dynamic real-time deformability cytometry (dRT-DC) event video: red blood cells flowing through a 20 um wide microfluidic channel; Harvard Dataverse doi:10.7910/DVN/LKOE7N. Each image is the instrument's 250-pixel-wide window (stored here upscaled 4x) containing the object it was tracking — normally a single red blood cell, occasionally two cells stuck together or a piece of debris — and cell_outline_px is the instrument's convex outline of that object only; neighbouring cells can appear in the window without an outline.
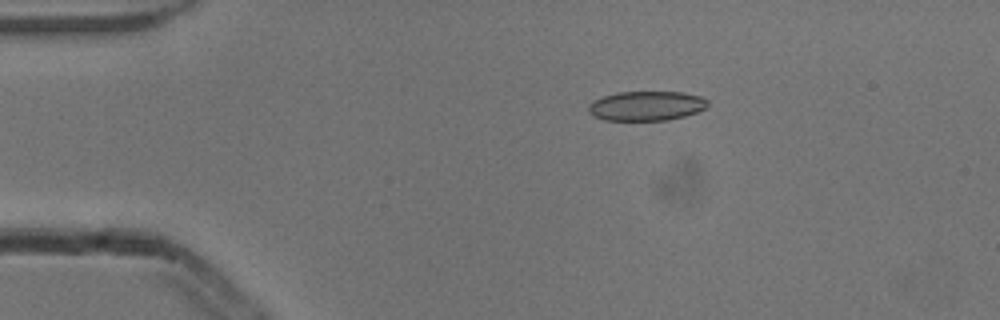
{"species": "common noctule bat (a hibernating species)", "species_latin": "Nyctalus noctula", "temperature_condition": "cold", "stored_images_in_passage": 5, "camera_frame_rate_fps": 3000, "um_per_image_px": 0.085, "animal": {"sex": "male", "body_mass_g": 13.3}, "frame": {"image": 1, "passage_image": 3, "time_ms": 0.667, "image_size_px": [1000, 320], "cell_outline_px": [[708, 104], [704, 108], [696, 112], [684, 116], [668, 120], [604, 120], [592, 116], [588, 112], [588, 104], [592, 100], [616, 92], [684, 92], [700, 96], [708, 100]], "centroid_in_image_um": [54.9, 9.0], "position_along_channel_um": 30.1, "area_um2": 20.63}}
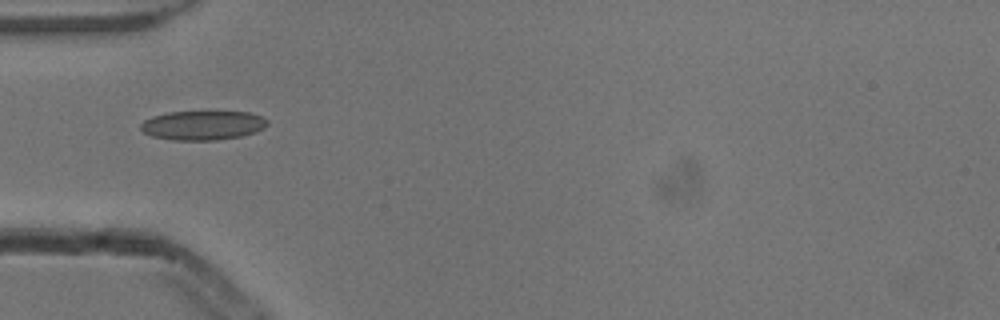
{"frame": {"image": 2, "passage_image": 5, "time_ms": 1.333, "image_size_px": [1000, 320], "cell_outline_px": [[268, 124], [264, 128], [256, 132], [240, 136], [216, 140], [172, 140], [152, 136], [144, 132], [140, 128], [140, 124], [144, 120], [152, 116], [168, 112], [248, 112], [260, 116], [268, 120]], "centroid_in_image_um": [17.22, 10.65], "position_along_channel_um": 67.8, "area_um2": 21.56}}